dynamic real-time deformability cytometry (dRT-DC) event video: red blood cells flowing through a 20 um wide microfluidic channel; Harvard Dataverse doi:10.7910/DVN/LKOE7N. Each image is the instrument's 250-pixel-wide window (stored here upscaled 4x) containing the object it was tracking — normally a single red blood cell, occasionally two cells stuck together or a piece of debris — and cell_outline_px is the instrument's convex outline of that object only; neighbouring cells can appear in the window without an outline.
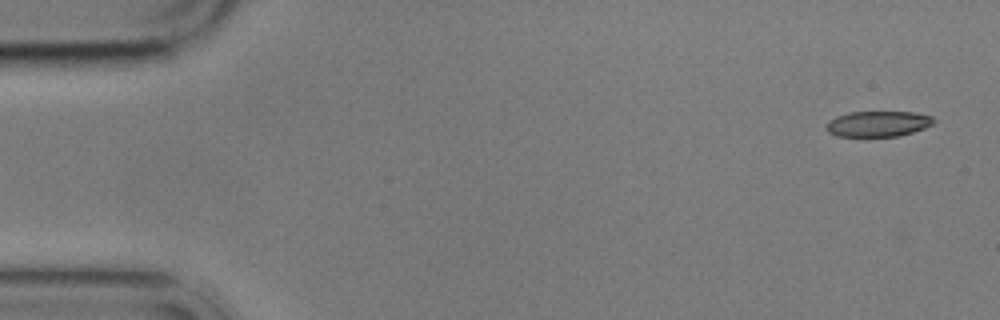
{"species": "common noctule bat (a hibernating species)", "species_latin": "Nyctalus noctula", "temperature_condition": "cold", "stored_images_in_passage": 6, "camera_frame_rate_fps": 3000, "um_per_image_px": 0.085, "animal": {"sex": "male", "body_mass_g": 17.9}, "frame": {"image": 1, "passage_image": 1, "time_ms": 0.0, "image_size_px": [1000, 320], "cell_outline_px": [[936, 120], [932, 124], [924, 128], [900, 136], [836, 136], [828, 132], [828, 120], [836, 116], [848, 112], [912, 112], [932, 116]], "centroid_in_image_um": [74.64, 10.52], "position_along_channel_um": 10.4, "area_um2": 15.95}}
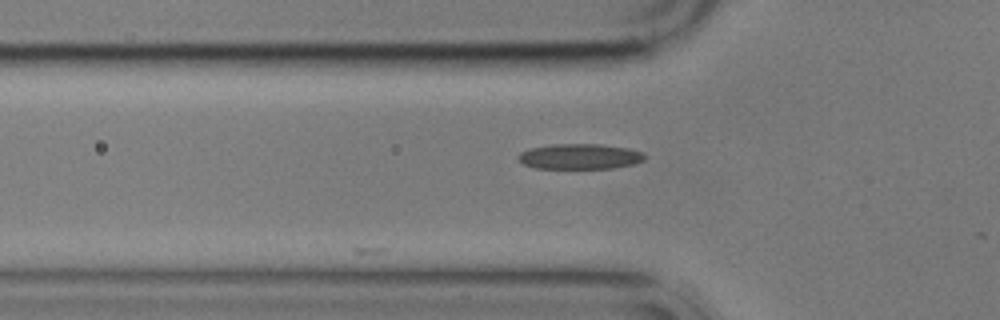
{"frame": {"image": 2, "passage_image": 5, "time_ms": 5.333, "image_size_px": [1000, 320], "cell_outline_px": [[644, 160], [632, 164], [612, 168], [536, 168], [524, 164], [516, 156], [520, 152], [528, 148], [552, 144], [600, 144], [628, 148], [644, 152]], "centroid_in_image_um": [49.26, 13.29], "position_along_channel_um": 76.5, "area_um2": 18.67}}
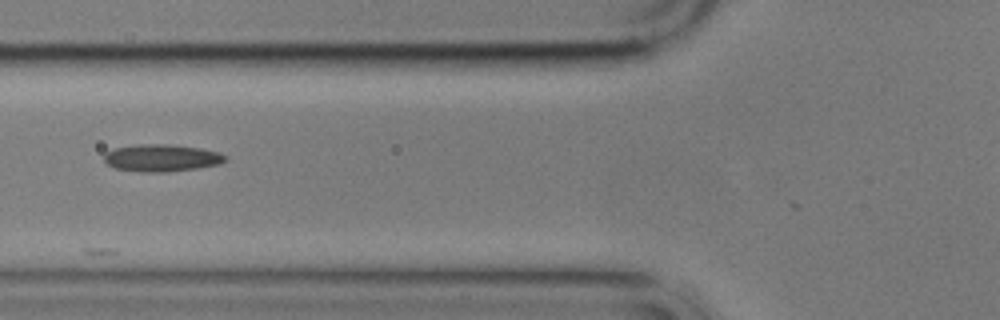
{"frame": {"image": 3, "passage_image": 6, "time_ms": 6.333, "image_size_px": [1000, 320], "cell_outline_px": [[228, 160], [220, 164], [196, 168], [168, 172], [140, 172], [116, 168], [108, 164], [104, 160], [104, 152], [116, 148], [140, 144], [164, 144], [200, 148], [220, 152], [228, 156]], "centroid_in_image_um": [13.77, 13.43], "position_along_channel_um": 112.0, "area_um2": 19.25}}